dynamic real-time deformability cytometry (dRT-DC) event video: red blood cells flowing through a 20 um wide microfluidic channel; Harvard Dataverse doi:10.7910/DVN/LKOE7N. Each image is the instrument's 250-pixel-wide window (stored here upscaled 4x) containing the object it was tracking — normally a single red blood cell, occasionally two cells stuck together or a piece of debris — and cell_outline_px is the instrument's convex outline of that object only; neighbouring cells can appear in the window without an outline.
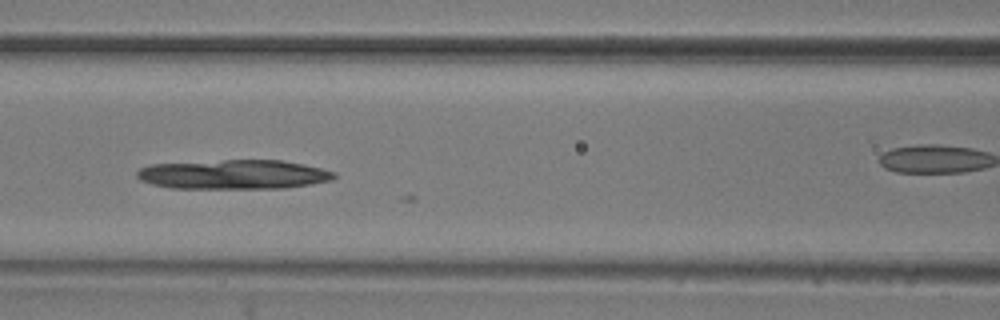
{"species": "common noctule bat (a hibernating species)", "species_latin": "Nyctalus noctula", "temperature_condition": "room temperature", "stored_images_in_passage": 13, "camera_frame_rate_fps": 3000, "um_per_image_px": 0.085, "animal": {"sex": "male", "body_mass_g": 20.5, "forearm_length_mm": 52.5}, "frame": {"image": 1, "passage_image": 11, "time_ms": 3.333, "image_size_px": [1000, 320], "cell_outline_px": [[336, 176], [332, 180], [284, 188], [172, 188], [152, 184], [140, 180], [136, 176], [136, 172], [140, 168], [152, 164], [224, 160], [280, 160], [304, 164], [336, 172]], "centroid_in_image_um": [19.85, 14.82], "position_along_channel_um": 146.8, "area_um2": 33.64}}